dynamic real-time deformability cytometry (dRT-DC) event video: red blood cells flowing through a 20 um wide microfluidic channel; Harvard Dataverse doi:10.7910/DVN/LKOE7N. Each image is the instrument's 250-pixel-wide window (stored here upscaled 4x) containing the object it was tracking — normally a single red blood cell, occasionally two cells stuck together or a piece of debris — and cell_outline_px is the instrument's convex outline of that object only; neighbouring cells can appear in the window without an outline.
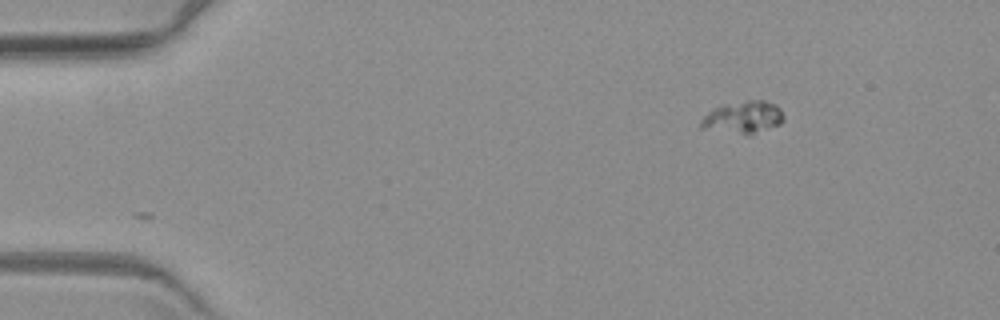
{"species": "common noctule bat (a hibernating species)", "species_latin": "Nyctalus noctula", "temperature_condition": "warm", "stored_images_in_passage": 2, "camera_frame_rate_fps": 3000, "um_per_image_px": 0.085, "animal": {"sex": "female", "body_mass_g": 19.3, "forearm_length_mm": 54.1}, "frame": {"image": 1, "passage_image": 2, "time_ms": 1.333, "image_size_px": [1000, 320], "cell_outline_px": [[784, 120], [780, 124], [748, 136], [744, 136], [700, 128], [700, 120], [712, 108], [724, 104], [748, 100], [764, 100], [776, 104], [780, 108], [784, 116]], "centroid_in_image_um": [63.16, 9.99], "position_along_channel_um": 21.8, "area_um2": 16.01}}